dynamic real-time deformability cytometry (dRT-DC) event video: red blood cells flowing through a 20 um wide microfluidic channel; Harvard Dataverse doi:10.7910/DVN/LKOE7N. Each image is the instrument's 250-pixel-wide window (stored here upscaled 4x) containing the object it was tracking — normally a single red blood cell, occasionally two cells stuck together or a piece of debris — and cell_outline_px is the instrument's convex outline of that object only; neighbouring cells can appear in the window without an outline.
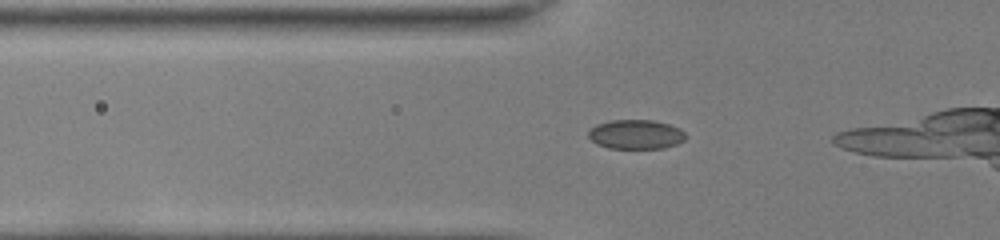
{"species": "common noctule bat (a hibernating species)", "species_latin": "Nyctalus noctula", "temperature_condition": "room temperature", "stored_images_in_passage": 15, "camera_frame_rate_fps": 3000, "um_per_image_px": 0.085, "animal": {"sex": "female", "body_mass_g": 22.0, "forearm_length_mm": 56.7}, "frame": {"image": 1, "passage_image": 9, "time_ms": 2.667, "image_size_px": [1000, 240], "cell_outline_px": [[688, 136], [684, 140], [676, 144], [664, 148], [608, 148], [596, 144], [588, 136], [588, 132], [596, 124], [612, 120], [652, 120], [668, 124], [680, 128]], "centroid_in_image_um": [54.06, 11.42], "position_along_channel_um": 71.7, "area_um2": 16.65}}
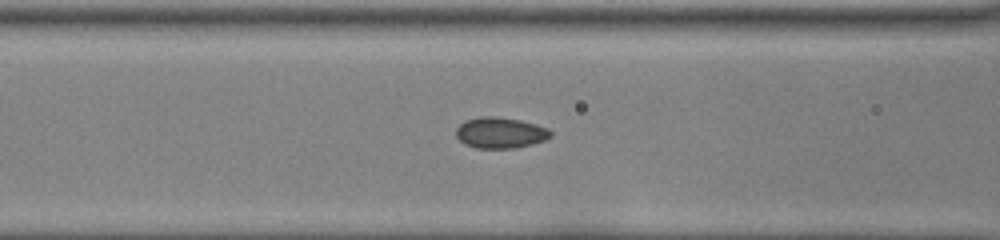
{"frame": {"image": 2, "passage_image": 13, "time_ms": 4.0, "image_size_px": [1000, 240], "cell_outline_px": [[552, 136], [544, 140], [532, 144], [516, 148], [476, 148], [464, 144], [456, 136], [456, 128], [464, 120], [480, 116], [496, 116], [520, 120], [536, 124], [548, 128], [552, 132]], "centroid_in_image_um": [42.52, 11.28], "position_along_channel_um": 124.1, "area_um2": 17.22}}